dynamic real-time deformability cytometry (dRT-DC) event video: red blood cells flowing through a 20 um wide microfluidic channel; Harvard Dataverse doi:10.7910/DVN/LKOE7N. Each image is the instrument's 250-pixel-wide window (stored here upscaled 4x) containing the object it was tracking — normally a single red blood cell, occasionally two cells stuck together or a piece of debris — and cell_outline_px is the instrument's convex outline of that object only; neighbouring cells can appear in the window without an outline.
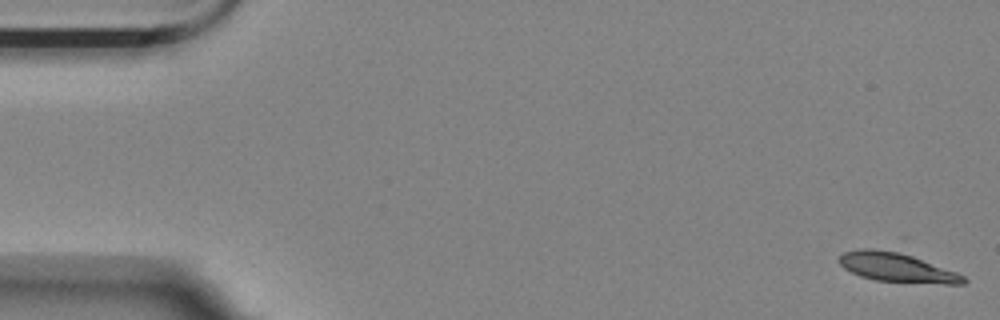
{"species": "Egyptian fruit bat (a non-hibernating species)", "species_latin": "Rousettus aegyptiacus", "temperature_condition": "room temperature", "stored_images_in_passage": 6, "camera_frame_rate_fps": 3000, "um_per_image_px": 0.085, "animal": {"sex": "female"}, "frame": {"image": 1, "passage_image": 1, "time_ms": 0.0, "image_size_px": [1000, 320], "cell_outline_px": [[968, 280], [964, 284], [944, 284], [876, 280], [860, 276], [844, 268], [840, 264], [840, 256], [844, 252], [860, 248], [872, 248], [900, 252], [912, 256], [956, 272], [964, 276]], "centroid_in_image_um": [76.23, 22.73], "position_along_channel_um": 8.8, "area_um2": 20.87}}